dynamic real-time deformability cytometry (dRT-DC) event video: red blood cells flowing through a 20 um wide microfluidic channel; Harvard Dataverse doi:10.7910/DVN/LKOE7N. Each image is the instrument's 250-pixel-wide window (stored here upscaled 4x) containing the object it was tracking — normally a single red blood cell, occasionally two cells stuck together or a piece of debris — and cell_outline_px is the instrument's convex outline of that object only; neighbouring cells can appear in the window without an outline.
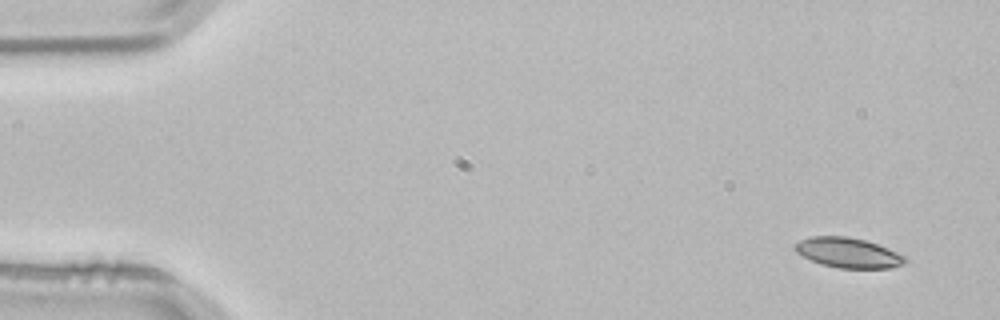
{"species": "common noctule bat (a hibernating species)", "species_latin": "Nyctalus noctula", "temperature_condition": "room temperature", "stored_images_in_passage": 4, "camera_frame_rate_fps": 3000, "um_per_image_px": 0.085, "animal": {"sex": "male", "body_mass_g": 21.5, "forearm_length_mm": 52.0}, "frame": {"image": 1, "passage_image": 1, "time_ms": 0.0, "image_size_px": [1000, 320], "cell_outline_px": [[908, 260], [904, 264], [892, 268], [840, 268], [820, 264], [796, 252], [796, 244], [800, 240], [808, 236], [848, 236], [864, 240], [876, 244], [896, 252], [904, 256]], "centroid_in_image_um": [72.1, 21.48], "position_along_channel_um": 12.9, "area_um2": 19.07}}
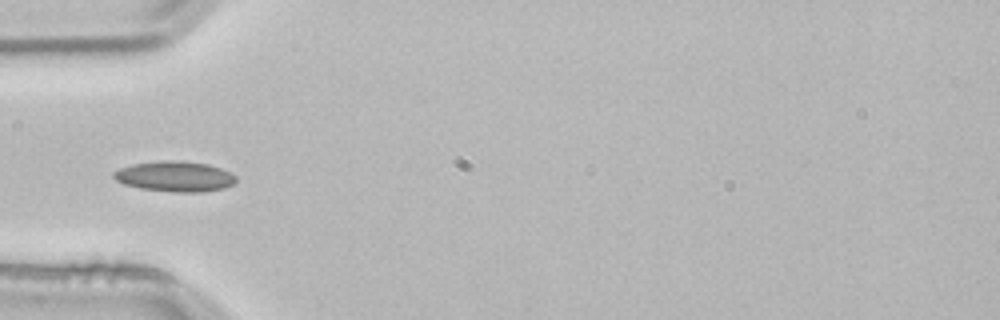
{"frame": {"image": 2, "passage_image": 4, "time_ms": 1.0, "image_size_px": [1000, 320], "cell_outline_px": [[236, 180], [232, 184], [224, 188], [204, 192], [172, 192], [140, 188], [124, 184], [116, 180], [112, 176], [112, 172], [120, 168], [132, 164], [164, 160], [180, 160], [208, 164], [220, 168], [236, 176]], "centroid_in_image_um": [14.84, 14.99], "position_along_channel_um": 70.2, "area_um2": 21.73}}